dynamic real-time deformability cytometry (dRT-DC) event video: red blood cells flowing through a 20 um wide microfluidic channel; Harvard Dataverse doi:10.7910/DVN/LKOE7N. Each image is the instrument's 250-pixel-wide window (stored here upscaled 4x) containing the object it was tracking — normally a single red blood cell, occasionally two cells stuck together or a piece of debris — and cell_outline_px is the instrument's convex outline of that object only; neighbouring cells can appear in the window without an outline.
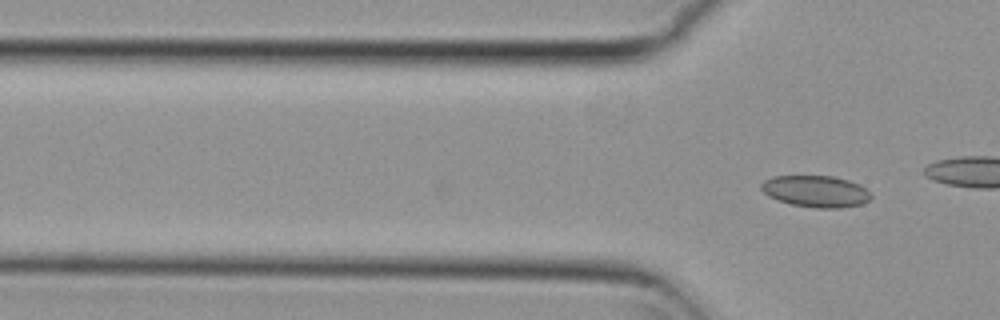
{"species": "common noctule bat (a hibernating species)", "species_latin": "Nyctalus noctula", "temperature_condition": "cold", "stored_images_in_passage": 3, "camera_frame_rate_fps": 3000, "um_per_image_px": 0.085, "animal": {"sex": "female", "body_mass_g": 29.2, "forearm_length_mm": 56.3}, "frame": {"image": 1, "passage_image": 3, "time_ms": 0.667, "image_size_px": [1000, 320], "cell_outline_px": [[872, 196], [864, 204], [840, 208], [816, 208], [792, 204], [768, 196], [760, 188], [760, 184], [764, 180], [772, 176], [832, 176], [848, 180], [860, 184]], "centroid_in_image_um": [69.34, 16.26], "position_along_channel_um": 56.5, "area_um2": 20.17}}